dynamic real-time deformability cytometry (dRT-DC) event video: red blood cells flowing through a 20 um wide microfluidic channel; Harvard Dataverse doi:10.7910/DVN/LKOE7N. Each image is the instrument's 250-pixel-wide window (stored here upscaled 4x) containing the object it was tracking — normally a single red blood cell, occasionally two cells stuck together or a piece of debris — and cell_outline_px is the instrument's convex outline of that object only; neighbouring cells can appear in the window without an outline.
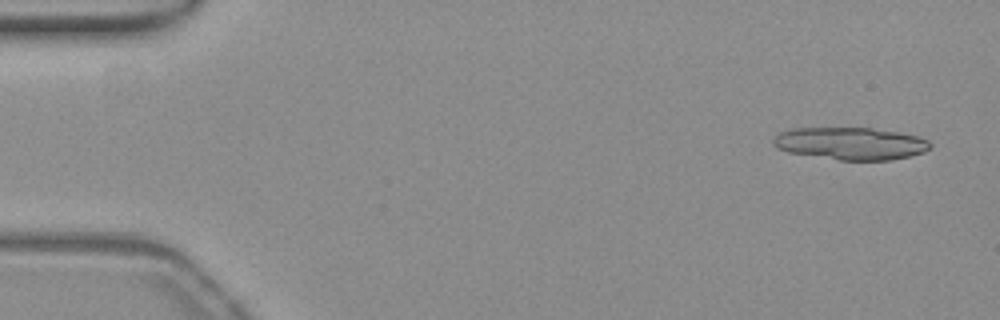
{"species": "common noctule bat (a hibernating species)", "species_latin": "Nyctalus noctula", "temperature_condition": "warm", "stored_images_in_passage": 27, "camera_frame_rate_fps": 3000, "um_per_image_px": 0.085, "animal": {"sex": "female", "body_mass_g": 19.3, "forearm_length_mm": 54.1}, "frame": {"image": 1, "passage_image": 3, "time_ms": 0.667, "image_size_px": [1000, 320], "cell_outline_px": [[932, 148], [924, 152], [908, 156], [888, 160], [840, 160], [788, 152], [776, 148], [772, 144], [772, 140], [780, 132], [796, 128], [872, 128], [900, 132], [920, 136], [928, 140], [932, 144]], "centroid_in_image_um": [72.33, 12.19], "position_along_channel_um": 12.7, "area_um2": 29.71}}
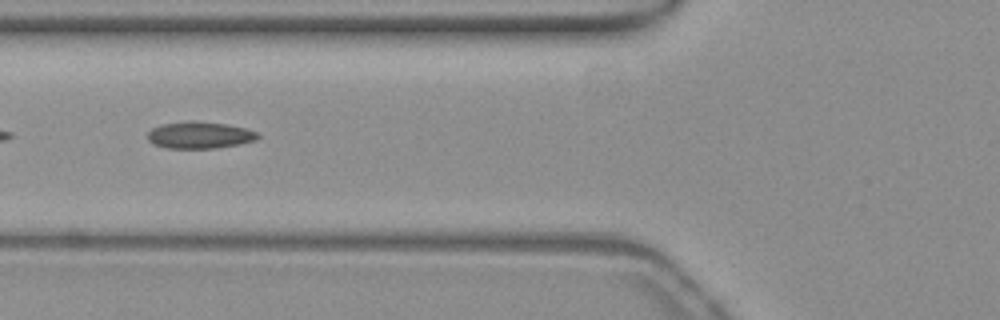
{"frame": {"image": 2, "passage_image": 21, "time_ms": 6.667, "image_size_px": [1000, 320], "cell_outline_px": [[260, 136], [256, 140], [240, 144], [216, 148], [164, 148], [152, 144], [148, 140], [148, 132], [152, 128], [160, 124], [188, 120], [192, 120], [224, 124], [244, 128], [256, 132]], "centroid_in_image_um": [16.92, 11.48], "position_along_channel_um": 108.9, "area_um2": 17.34}}